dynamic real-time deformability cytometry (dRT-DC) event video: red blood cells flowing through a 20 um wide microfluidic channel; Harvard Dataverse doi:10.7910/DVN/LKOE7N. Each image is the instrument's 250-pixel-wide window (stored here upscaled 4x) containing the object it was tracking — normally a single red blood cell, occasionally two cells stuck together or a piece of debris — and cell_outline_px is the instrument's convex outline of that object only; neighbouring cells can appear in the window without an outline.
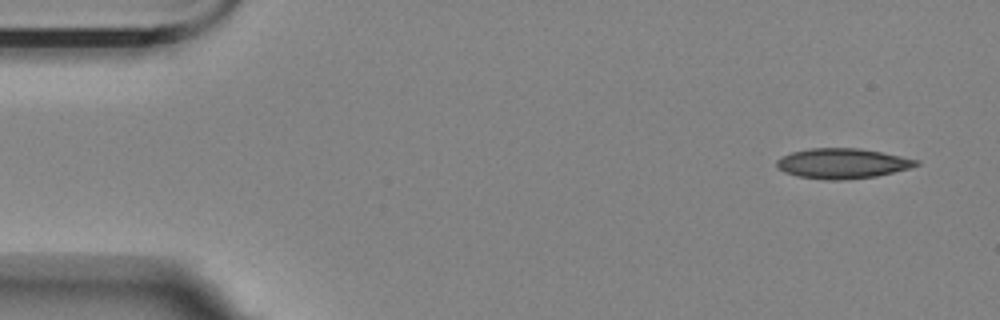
{"species": "Egyptian fruit bat (a non-hibernating species)", "species_latin": "Rousettus aegyptiacus", "temperature_condition": "room temperature", "stored_images_in_passage": 5, "camera_frame_rate_fps": 3000, "um_per_image_px": 0.085, "animal": {"sex": "female"}, "frame": {"image": 1, "passage_image": 1, "time_ms": 0.0, "image_size_px": [1000, 320], "cell_outline_px": [[920, 164], [908, 168], [876, 176], [840, 180], [824, 180], [796, 176], [784, 172], [776, 164], [776, 160], [792, 152], [812, 148], [860, 148], [920, 160]], "centroid_in_image_um": [71.59, 13.89], "position_along_channel_um": 13.4, "area_um2": 24.28}}